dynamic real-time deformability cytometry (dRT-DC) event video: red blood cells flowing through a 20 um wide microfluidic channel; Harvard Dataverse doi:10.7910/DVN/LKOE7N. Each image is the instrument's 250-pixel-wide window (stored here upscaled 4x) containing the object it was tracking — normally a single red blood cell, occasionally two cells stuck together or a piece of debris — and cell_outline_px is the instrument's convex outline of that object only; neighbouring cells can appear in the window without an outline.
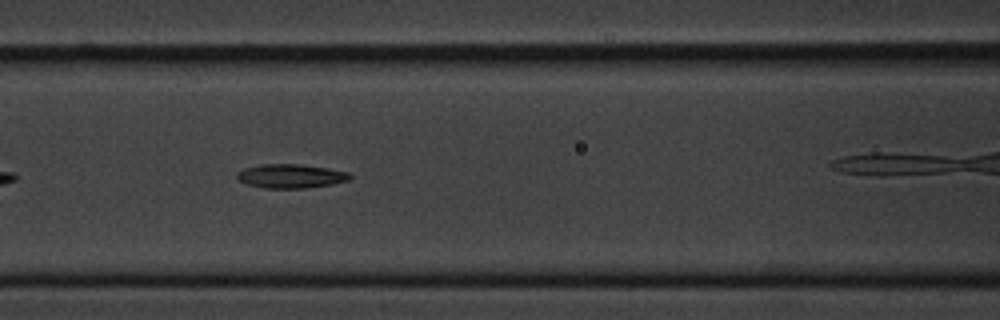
{"species": "common noctule bat (a hibernating species)", "species_latin": "Nyctalus noctula", "temperature_condition": "cold", "stored_images_in_passage": 9, "camera_frame_rate_fps": 3000, "um_per_image_px": 0.085, "animal": {"sex": "male", "body_mass_g": 20.1, "forearm_length_mm": 53.5}, "frame": {"image": 1, "passage_image": 6, "time_ms": 5.667, "image_size_px": [1000, 320], "cell_outline_px": [[352, 176], [348, 180], [332, 184], [304, 188], [264, 188], [244, 184], [236, 180], [236, 172], [244, 168], [260, 164], [300, 164], [328, 168], [348, 172]], "centroid_in_image_um": [24.64, 14.96], "position_along_channel_um": 142.0, "area_um2": 15.95}}
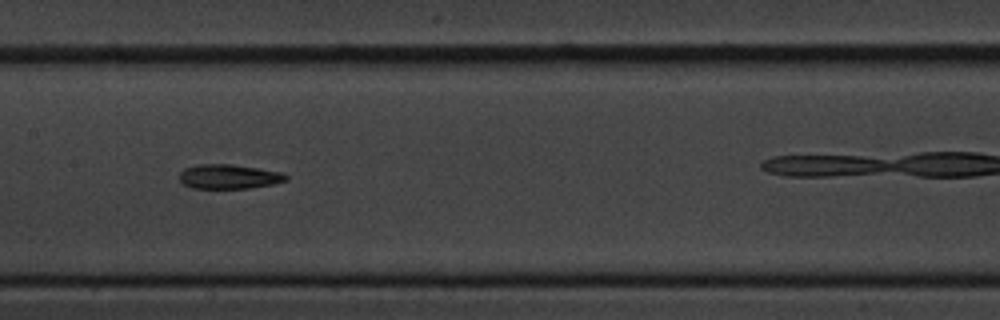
{"frame": {"image": 2, "passage_image": 7, "time_ms": 7.0, "image_size_px": [1000, 320], "cell_outline_px": [[288, 180], [272, 184], [248, 188], [192, 188], [184, 184], [180, 180], [180, 172], [184, 168], [196, 164], [232, 164], [284, 172], [288, 176]], "centroid_in_image_um": [19.47, 15.0], "position_along_channel_um": 187.9, "area_um2": 15.26}}
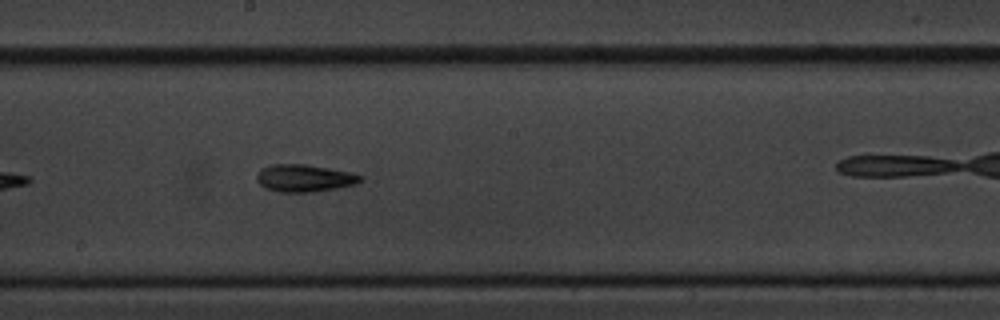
{"frame": {"image": 3, "passage_image": 8, "time_ms": 8.0, "image_size_px": [1000, 320], "cell_outline_px": [[364, 176], [356, 184], [336, 188], [312, 192], [280, 192], [264, 188], [256, 180], [256, 176], [260, 168], [272, 164], [304, 164], [352, 172]], "centroid_in_image_um": [25.85, 15.14], "position_along_channel_um": 222.4, "area_um2": 16.59}}